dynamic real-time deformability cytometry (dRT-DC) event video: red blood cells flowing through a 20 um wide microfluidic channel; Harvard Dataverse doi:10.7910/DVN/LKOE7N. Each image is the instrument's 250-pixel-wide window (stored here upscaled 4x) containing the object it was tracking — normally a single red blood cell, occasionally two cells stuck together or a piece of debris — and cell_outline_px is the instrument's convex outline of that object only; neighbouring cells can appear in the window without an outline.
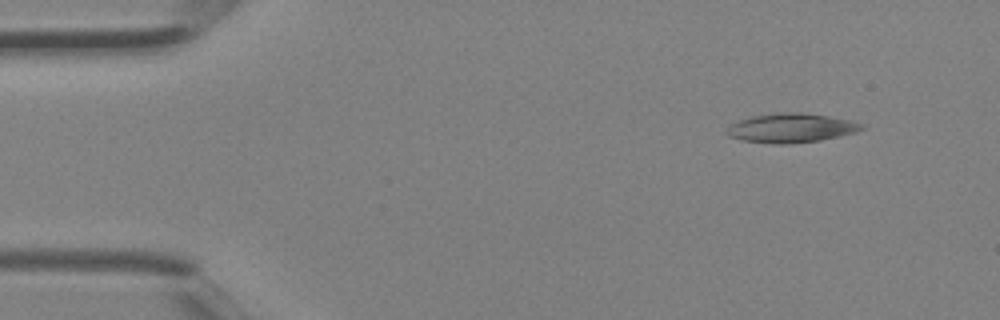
{"species": "Egyptian fruit bat (a non-hibernating species)", "species_latin": "Rousettus aegyptiacus", "temperature_condition": "room temperature", "stored_images_in_passage": 3, "camera_frame_rate_fps": 3000, "um_per_image_px": 0.085, "animal": {"sex": "female"}, "frame": {"image": 1, "passage_image": 1, "time_ms": 0.0, "image_size_px": [1000, 320], "cell_outline_px": [[864, 128], [856, 132], [820, 140], [784, 144], [772, 144], [744, 140], [732, 136], [724, 132], [728, 124], [752, 116], [784, 112], [804, 112], [828, 116], [848, 120], [864, 124]], "centroid_in_image_um": [67.22, 10.87], "position_along_channel_um": 17.8, "area_um2": 22.77}}
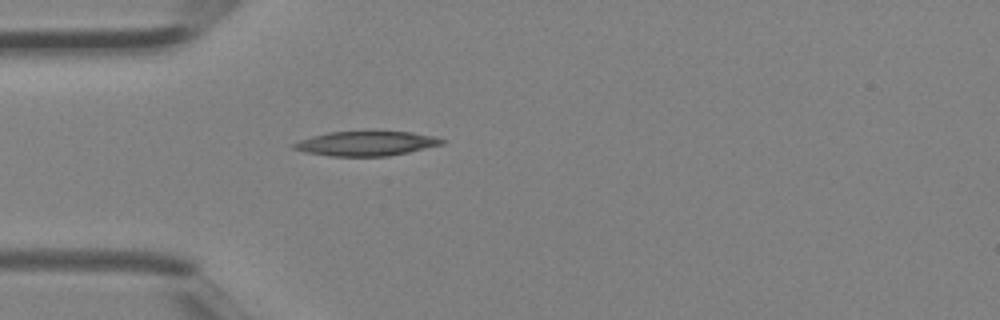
{"frame": {"image": 2, "passage_image": 3, "time_ms": 0.667, "image_size_px": [1000, 320], "cell_outline_px": [[448, 140], [444, 144], [408, 152], [388, 156], [332, 156], [304, 152], [292, 148], [288, 144], [312, 136], [328, 132], [412, 132], [432, 136]], "centroid_in_image_um": [31.1, 12.2], "position_along_channel_um": 53.9, "area_um2": 21.15}}